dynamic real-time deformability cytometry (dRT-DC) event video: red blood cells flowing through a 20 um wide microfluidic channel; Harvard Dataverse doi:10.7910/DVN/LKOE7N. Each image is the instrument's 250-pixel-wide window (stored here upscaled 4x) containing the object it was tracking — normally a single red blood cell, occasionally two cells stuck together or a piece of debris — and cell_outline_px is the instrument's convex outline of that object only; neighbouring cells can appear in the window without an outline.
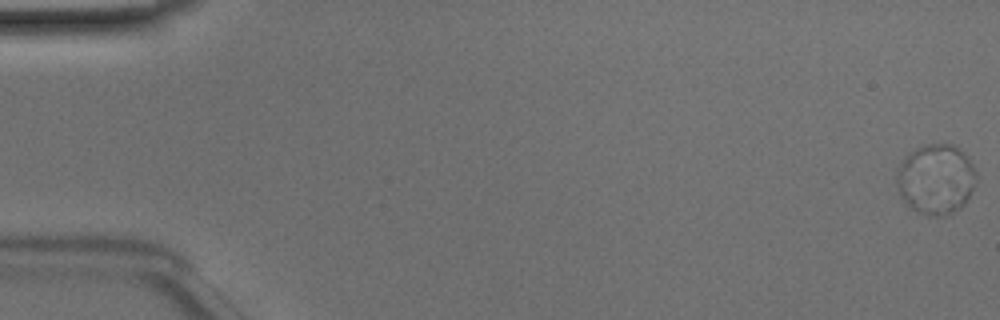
{"species": "Egyptian fruit bat (a non-hibernating species)", "species_latin": "Rousettus aegyptiacus", "temperature_condition": "room temperature", "stored_images_in_passage": 51, "camera_frame_rate_fps": 3000, "um_per_image_px": 0.085, "animal": {"sex": "male"}, "frame": {"image": 1, "passage_image": 1, "time_ms": 0.0, "image_size_px": [1000, 320], "cell_outline_px": [[976, 180], [964, 204], [960, 208], [936, 216], [932, 216], [920, 212], [912, 208], [908, 204], [900, 192], [896, 180], [900, 168], [904, 160], [916, 148], [928, 144], [952, 144], [972, 164], [976, 172]], "centroid_in_image_um": [79.57, 15.22], "position_along_channel_um": 5.4, "area_um2": 31.21}}
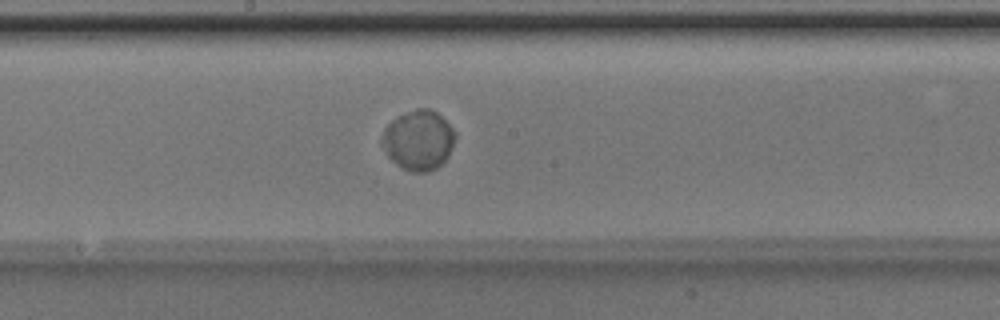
{"frame": {"image": 2, "passage_image": 28, "time_ms": 9.0, "image_size_px": [1000, 320], "cell_outline_px": [[456, 136], [452, 148], [448, 156], [436, 168], [428, 172], [412, 172], [396, 164], [388, 156], [380, 140], [384, 128], [392, 120], [416, 108], [428, 108], [436, 112], [456, 132]], "centroid_in_image_um": [35.57, 11.92], "position_along_channel_um": 212.6, "area_um2": 25.32}}
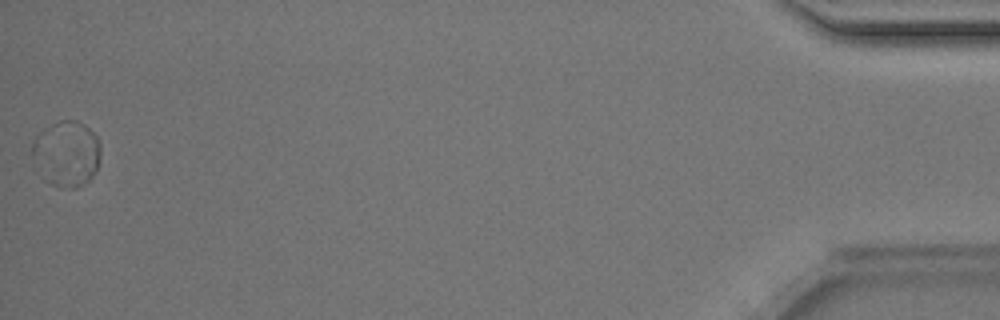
{"frame": {"image": 3, "passage_image": 51, "time_ms": 16.667, "image_size_px": [1000, 320], "cell_outline_px": [[100, 156], [96, 172], [88, 180], [76, 188], [72, 188], [32, 152], [32, 140], [44, 128], [60, 120], [76, 120], [84, 124], [96, 136], [100, 144]], "centroid_in_image_um": [5.83, 12.83], "position_along_channel_um": 429.4, "area_um2": 23.24}, "authors_computed_cell_mechanics": {"area_um2": 25.6054, "velocity_mm_per_s": 4.0263, "shape_relaxation_time_tau1_ms": 2.2907, "shape_relaxation_time_tau2_ms": null, "deformation_change_tau1": 0.0326, "deformation_change_tau2": null}}